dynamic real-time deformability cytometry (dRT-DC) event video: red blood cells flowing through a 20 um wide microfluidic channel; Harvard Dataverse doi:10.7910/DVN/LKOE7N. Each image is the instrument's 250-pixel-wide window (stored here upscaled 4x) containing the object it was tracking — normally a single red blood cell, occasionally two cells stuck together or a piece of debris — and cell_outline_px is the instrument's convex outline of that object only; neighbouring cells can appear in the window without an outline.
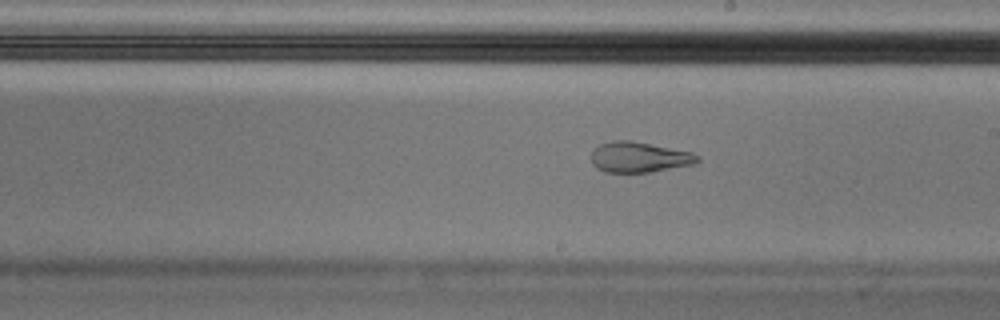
{"species": "Egyptian fruit bat (a non-hibernating species)", "species_latin": "Rousettus aegyptiacus", "temperature_condition": "cold", "stored_images_in_passage": 58, "camera_frame_rate_fps": 3000, "um_per_image_px": 0.085, "animal": {"sex": "male"}, "frame": {"image": 1, "passage_image": 34, "time_ms": 11.0, "image_size_px": [1000, 320], "cell_outline_px": [[700, 160], [696, 164], [648, 172], [604, 172], [596, 168], [592, 164], [592, 152], [600, 144], [612, 140], [632, 140], [692, 152], [700, 156]], "centroid_in_image_um": [54.35, 13.35], "position_along_channel_um": 234.7, "area_um2": 18.96}}
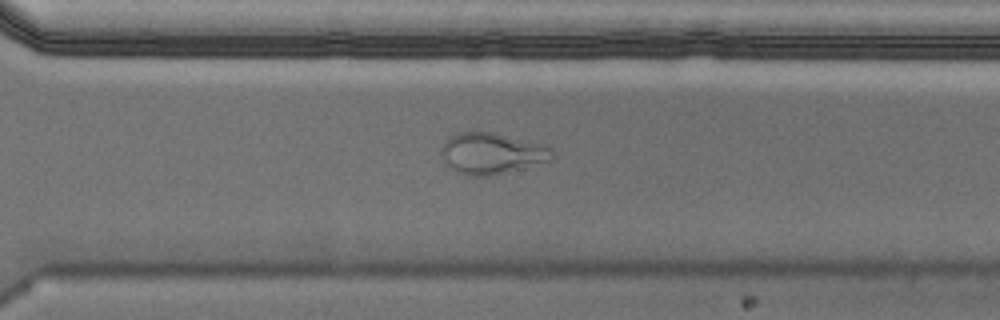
{"frame": {"image": 2, "passage_image": 42, "time_ms": 13.667, "image_size_px": [1000, 320], "cell_outline_px": [[556, 156], [552, 160], [488, 176], [468, 176], [452, 168], [448, 164], [444, 152], [444, 140], [456, 132], [492, 132], [544, 144], [552, 148]], "centroid_in_image_um": [41.88, 13.02], "position_along_channel_um": 328.7, "area_um2": 26.13}, "authors_computed_cell_mechanics": {"area_um2": 19.4497, "velocity_mm_per_s": 3.5444, "shape_relaxation_time_tau1_ms": null, "shape_relaxation_time_tau2_ms": 1.5721, "deformation_change_tau1": null, "deformation_change_tau2": 0.0899}}